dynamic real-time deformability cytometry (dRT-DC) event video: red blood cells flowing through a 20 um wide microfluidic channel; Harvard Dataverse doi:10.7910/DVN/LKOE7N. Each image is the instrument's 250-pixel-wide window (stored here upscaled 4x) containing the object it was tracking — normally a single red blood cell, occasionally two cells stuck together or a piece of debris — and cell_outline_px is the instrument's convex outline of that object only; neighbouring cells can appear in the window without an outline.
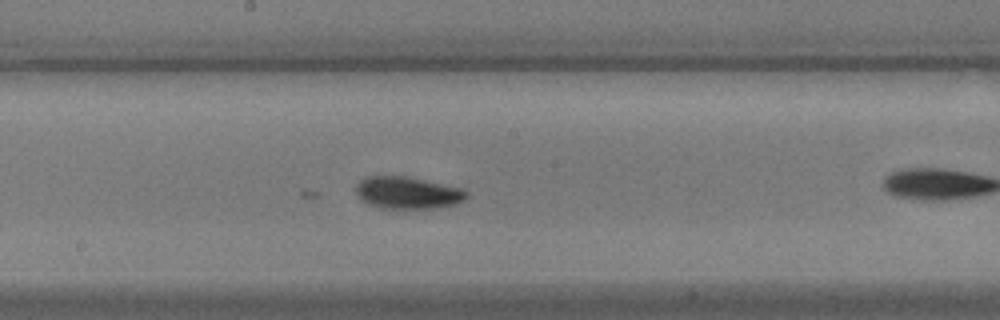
{"species": "common noctule bat (a hibernating species)", "species_latin": "Nyctalus noctula", "temperature_condition": "warm", "stored_images_in_passage": 42, "camera_frame_rate_fps": 3000, "um_per_image_px": 0.085, "animal": {"sex": "male", "body_mass_g": 17.9}, "frame": {"image": 1, "passage_image": 14, "time_ms": 4.333, "image_size_px": [1000, 320], "cell_outline_px": [[468, 196], [464, 200], [456, 204], [436, 208], [380, 208], [364, 200], [356, 192], [356, 184], [364, 176], [404, 176], [464, 188], [468, 192]], "centroid_in_image_um": [34.69, 16.37], "position_along_channel_um": 213.5, "area_um2": 20.58}}
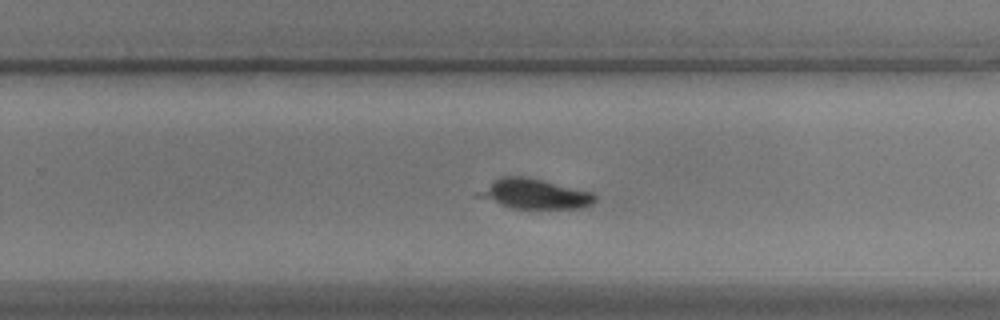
{"frame": {"image": 2, "passage_image": 20, "time_ms": 6.333, "image_size_px": [1000, 320], "cell_outline_px": [[596, 200], [592, 204], [584, 208], [512, 208], [476, 196], [476, 192], [500, 176], [524, 176], [592, 192], [596, 196]], "centroid_in_image_um": [45.43, 16.48], "position_along_channel_um": 284.4, "area_um2": 20.06}}
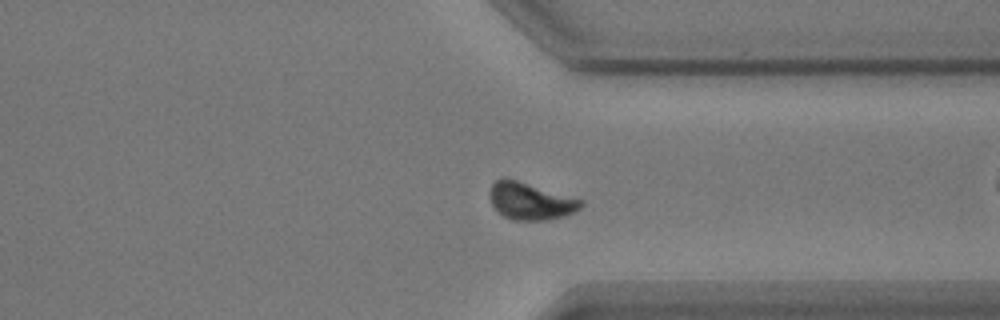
{"frame": {"image": 3, "passage_image": 27, "time_ms": 8.667, "image_size_px": [1000, 320], "cell_outline_px": [[584, 204], [580, 208], [564, 216], [544, 220], [516, 220], [504, 216], [492, 204], [488, 196], [488, 192], [492, 184], [496, 180], [504, 176], [584, 200]], "centroid_in_image_um": [45.07, 17.07], "position_along_channel_um": 366.3, "area_um2": 19.71}, "authors_computed_cell_mechanics": {"area_um2": 19.9699, "velocity_mm_per_s": 3.5628, "shape_relaxation_time_tau1_ms": 1.736, "shape_relaxation_time_tau2_ms": 2.3529, "deformation_change_tau1": 0.0835, "deformation_change_tau2": 0.0698}}